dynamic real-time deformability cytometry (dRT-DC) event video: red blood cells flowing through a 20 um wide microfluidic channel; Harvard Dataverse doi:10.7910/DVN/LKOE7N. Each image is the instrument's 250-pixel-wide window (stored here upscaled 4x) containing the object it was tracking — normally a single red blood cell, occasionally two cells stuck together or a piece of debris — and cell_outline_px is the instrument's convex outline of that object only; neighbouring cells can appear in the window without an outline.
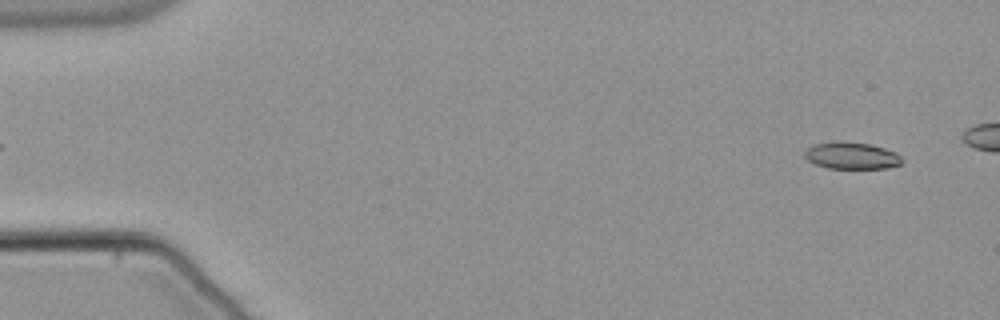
{"species": "common noctule bat (a hibernating species)", "species_latin": "Nyctalus noctula", "temperature_condition": "warm", "stored_images_in_passage": 47, "camera_frame_rate_fps": 3000, "um_per_image_px": 0.085, "animal": {"sex": "male", "body_mass_g": 21.5, "forearm_length_mm": 52.0}, "frame": {"image": 1, "passage_image": 3, "time_ms": 0.667, "image_size_px": [1000, 320], "cell_outline_px": [[904, 164], [888, 168], [828, 168], [816, 164], [808, 160], [804, 156], [804, 152], [808, 148], [816, 144], [840, 140], [868, 144], [884, 148], [896, 152], [904, 160]], "centroid_in_image_um": [72.43, 13.23], "position_along_channel_um": 12.6, "area_um2": 15.32}}
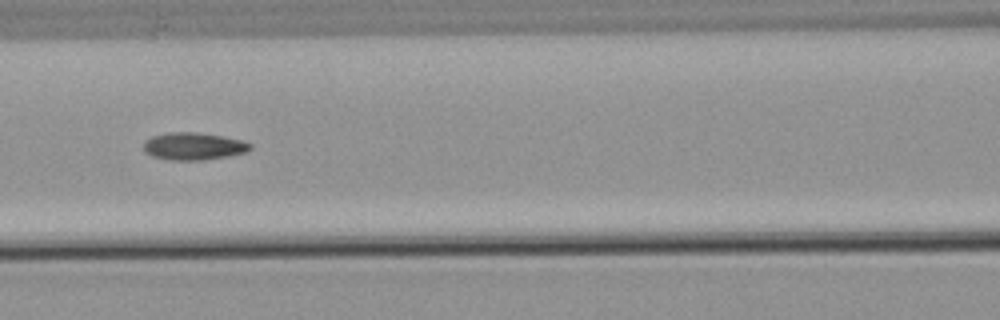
{"frame": {"image": 2, "passage_image": 24, "time_ms": 7.667, "image_size_px": [1000, 320], "cell_outline_px": [[252, 148], [244, 152], [228, 156], [204, 160], [168, 160], [152, 156], [144, 152], [144, 140], [152, 136], [168, 132], [196, 132], [224, 136], [244, 140], [252, 144]], "centroid_in_image_um": [16.45, 12.42], "position_along_channel_um": 150.2, "area_um2": 17.22}}
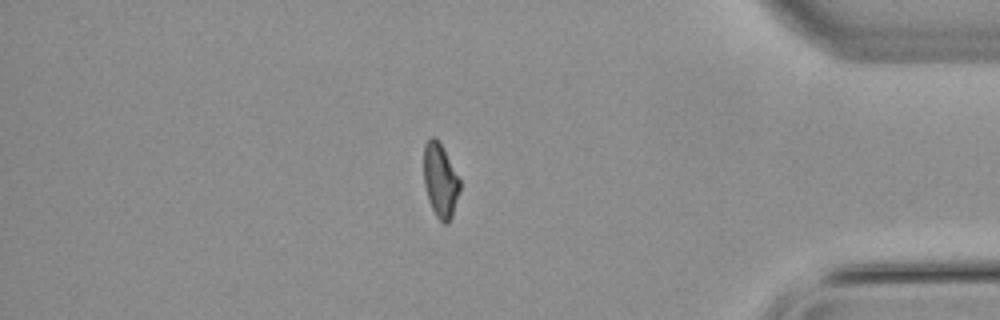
{"frame": {"image": 3, "passage_image": 46, "time_ms": 15.0, "image_size_px": [1000, 320], "cell_outline_px": [[460, 188], [452, 216], [448, 224], [444, 224], [436, 216], [432, 208], [424, 184], [424, 144], [432, 136], [440, 144], [460, 180]], "centroid_in_image_um": [37.42, 15.37], "position_along_channel_um": 397.8, "area_um2": 15.09}}